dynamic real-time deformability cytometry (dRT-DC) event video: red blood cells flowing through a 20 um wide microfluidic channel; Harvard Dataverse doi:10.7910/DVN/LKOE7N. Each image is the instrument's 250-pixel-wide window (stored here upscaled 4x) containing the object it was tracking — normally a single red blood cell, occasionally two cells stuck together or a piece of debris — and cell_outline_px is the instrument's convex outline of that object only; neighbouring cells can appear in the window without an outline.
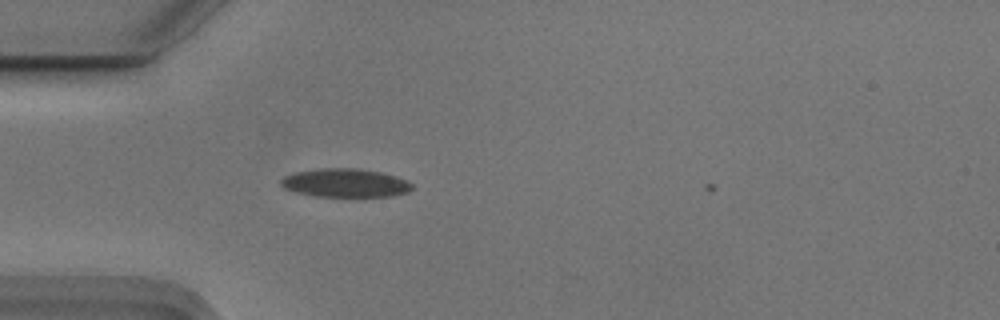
{"species": "Egyptian fruit bat (a non-hibernating species)", "species_latin": "Rousettus aegyptiacus", "temperature_condition": "cold", "stored_images_in_passage": 34, "camera_frame_rate_fps": 3000, "um_per_image_px": 0.085, "animal": {"sex": "male"}, "frame": {"image": 1, "passage_image": 1, "time_ms": 0.0, "image_size_px": [1000, 320], "cell_outline_px": [[412, 188], [408, 192], [392, 196], [312, 196], [296, 192], [284, 188], [280, 184], [280, 180], [284, 176], [296, 172], [324, 168], [356, 168], [380, 172], [404, 180], [412, 184]], "centroid_in_image_um": [29.3, 15.55], "position_along_channel_um": 55.7, "area_um2": 21.5}}
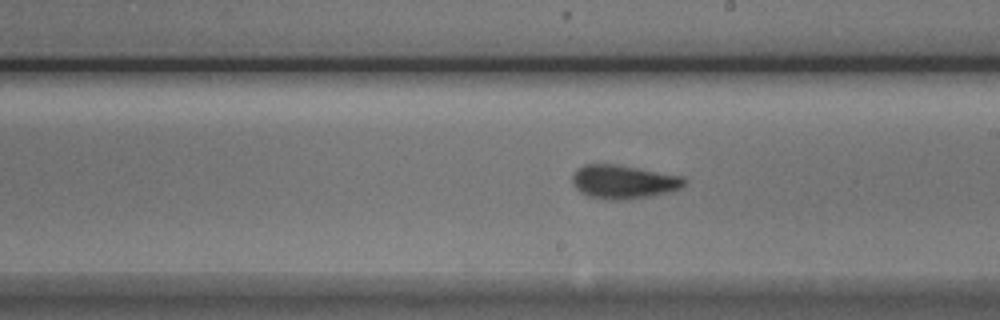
{"frame": {"image": 2, "passage_image": 16, "time_ms": 5.0, "image_size_px": [1000, 320], "cell_outline_px": [[688, 180], [680, 188], [672, 192], [652, 196], [628, 200], [612, 200], [588, 196], [580, 192], [576, 188], [572, 180], [572, 176], [584, 164], [616, 164], [684, 176]], "centroid_in_image_um": [53.06, 15.46], "position_along_channel_um": 235.9, "area_um2": 22.14}}
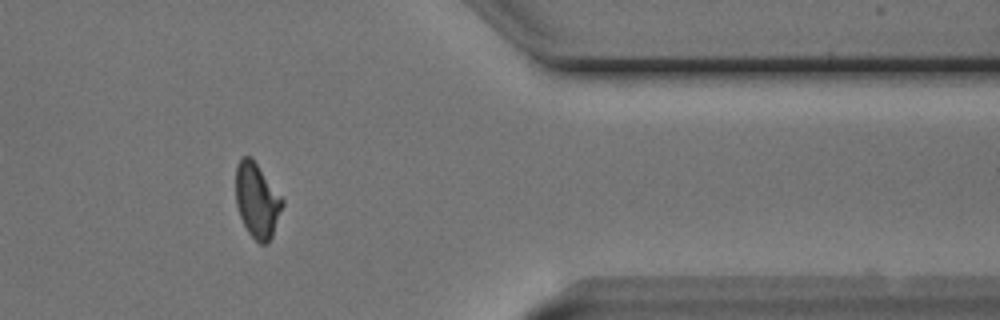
{"frame": {"image": 3, "passage_image": 30, "time_ms": 9.667, "image_size_px": [1000, 320], "cell_outline_px": [[284, 204], [272, 236], [268, 244], [260, 244], [248, 232], [240, 216], [236, 204], [236, 164], [244, 156], [248, 156], [256, 164], [284, 200]], "centroid_in_image_um": [21.85, 17.08], "position_along_channel_um": 389.6, "area_um2": 19.94}}